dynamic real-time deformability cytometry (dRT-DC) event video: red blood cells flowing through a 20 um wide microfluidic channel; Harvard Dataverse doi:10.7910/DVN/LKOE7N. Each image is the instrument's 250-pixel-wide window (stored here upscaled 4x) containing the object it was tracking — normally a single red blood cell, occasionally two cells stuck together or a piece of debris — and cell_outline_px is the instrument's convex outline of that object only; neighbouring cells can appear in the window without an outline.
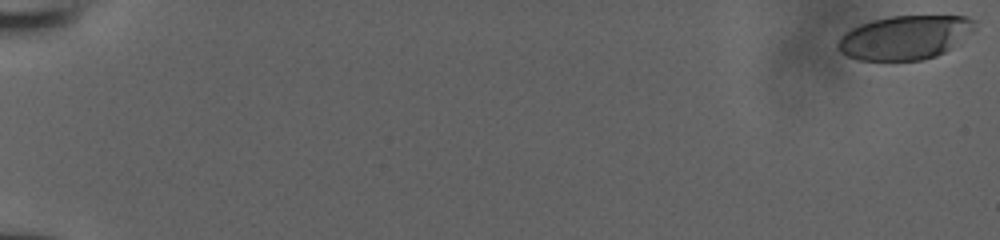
{"species": "human", "species_latin": "Homo sapiens", "temperature_condition": "room temperature", "stored_images_in_passage": 54, "camera_frame_rate_fps": 3000, "um_per_image_px": 0.085, "donor": {"sex": "male"}, "frame": {"image": 1, "passage_image": 1, "time_ms": 0.0, "image_size_px": [1000, 240], "cell_outline_px": [[976, 28], [972, 32], [952, 48], [936, 56], [920, 60], [856, 60], [840, 52], [836, 44], [840, 36], [852, 28], [860, 24], [872, 20], [892, 16], [968, 16], [972, 20]], "centroid_in_image_um": [76.9, 3.19], "position_along_channel_um": 8.1, "area_um2": 35.03}}
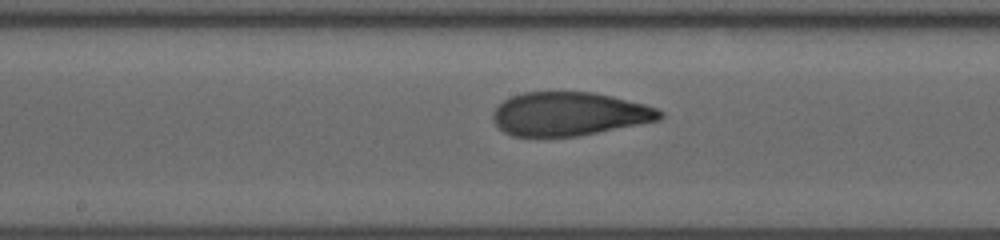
{"frame": {"image": 2, "passage_image": 31, "time_ms": 10.0, "image_size_px": [1000, 240], "cell_outline_px": [[664, 116], [660, 120], [576, 136], [512, 136], [504, 132], [492, 120], [492, 112], [504, 100], [512, 96], [524, 92], [592, 92], [612, 96], [644, 104], [656, 108], [664, 112]], "centroid_in_image_um": [48.38, 9.68], "position_along_channel_um": 199.8, "area_um2": 42.19}}
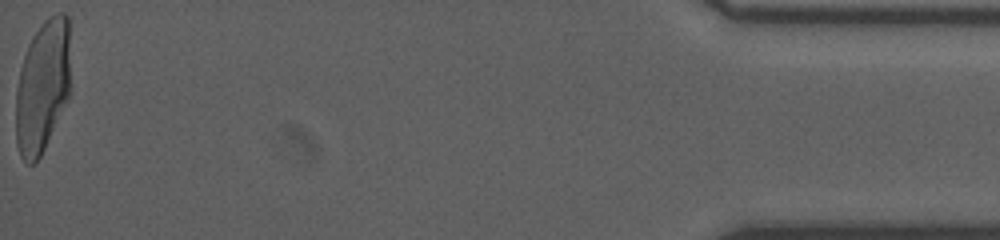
{"frame": {"image": 3, "passage_image": 54, "time_ms": 17.667, "image_size_px": [1000, 240], "cell_outline_px": [[68, 96], [44, 148], [36, 164], [28, 164], [20, 156], [16, 144], [16, 92], [20, 68], [28, 44], [44, 20], [48, 16], [56, 12], [64, 12], [68, 16]], "centroid_in_image_um": [3.58, 7.35], "position_along_channel_um": 431.6, "area_um2": 41.56}}